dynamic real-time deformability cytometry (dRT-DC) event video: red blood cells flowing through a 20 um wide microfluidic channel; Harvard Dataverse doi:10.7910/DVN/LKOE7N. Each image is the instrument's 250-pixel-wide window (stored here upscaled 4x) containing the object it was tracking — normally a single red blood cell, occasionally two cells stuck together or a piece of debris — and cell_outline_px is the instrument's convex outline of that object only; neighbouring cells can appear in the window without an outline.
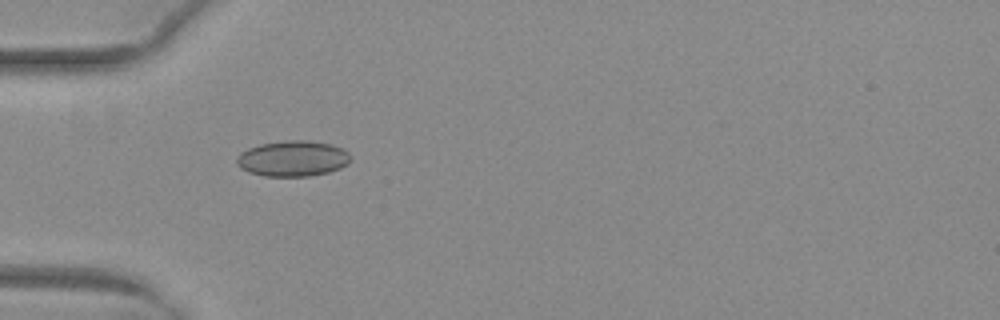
{"species": "common noctule bat (a hibernating species)", "species_latin": "Nyctalus noctula", "temperature_condition": "warm", "stored_images_in_passage": 43, "camera_frame_rate_fps": 3000, "um_per_image_px": 0.085, "animal": {"sex": "female", "body_mass_g": 29.2, "forearm_length_mm": 56.3}, "frame": {"image": 1, "passage_image": 8, "time_ms": 2.333, "image_size_px": [1000, 320], "cell_outline_px": [[352, 160], [348, 164], [340, 168], [328, 172], [308, 176], [264, 176], [248, 172], [240, 168], [236, 164], [236, 156], [240, 152], [248, 148], [260, 144], [288, 140], [308, 140], [332, 144], [348, 152]], "centroid_in_image_um": [24.87, 13.47], "position_along_channel_um": 60.1, "area_um2": 23.87}}
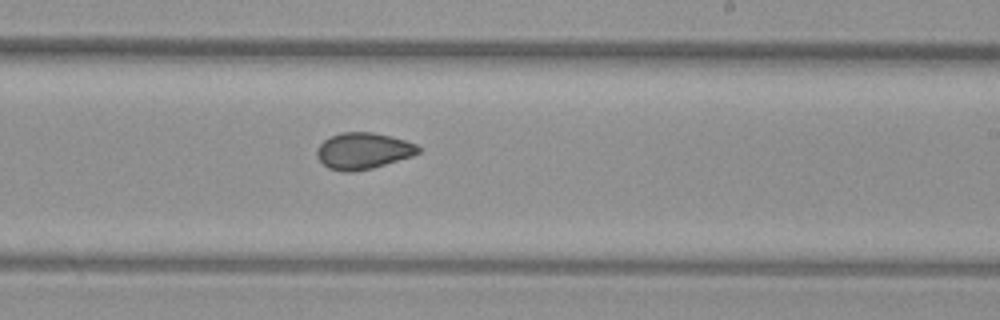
{"frame": {"image": 2, "passage_image": 23, "time_ms": 7.333, "image_size_px": [1000, 320], "cell_outline_px": [[420, 152], [412, 156], [372, 168], [356, 172], [344, 172], [328, 168], [316, 156], [316, 148], [324, 140], [340, 132], [372, 132], [404, 140], [416, 144], [420, 148]], "centroid_in_image_um": [30.84, 12.83], "position_along_channel_um": 258.2, "area_um2": 21.44}}
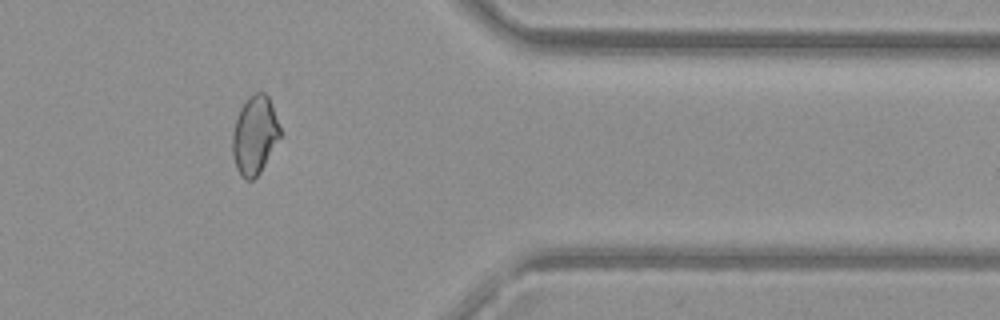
{"frame": {"image": 3, "passage_image": 34, "time_ms": 11.0, "image_size_px": [1000, 320], "cell_outline_px": [[280, 136], [260, 172], [252, 180], [244, 180], [240, 176], [236, 168], [232, 156], [232, 132], [240, 108], [248, 96], [256, 92], [264, 92], [268, 96], [280, 128]], "centroid_in_image_um": [21.61, 11.5], "position_along_channel_um": 389.8, "area_um2": 21.62}, "authors_computed_cell_mechanics": {"area_um2": 22.0218, "velocity_mm_per_s": 4.0464, "shape_relaxation_time_tau1_ms": null, "shape_relaxation_time_tau2_ms": 1.6709, "deformation_change_tau1": null, "deformation_change_tau2": 0.0505}}